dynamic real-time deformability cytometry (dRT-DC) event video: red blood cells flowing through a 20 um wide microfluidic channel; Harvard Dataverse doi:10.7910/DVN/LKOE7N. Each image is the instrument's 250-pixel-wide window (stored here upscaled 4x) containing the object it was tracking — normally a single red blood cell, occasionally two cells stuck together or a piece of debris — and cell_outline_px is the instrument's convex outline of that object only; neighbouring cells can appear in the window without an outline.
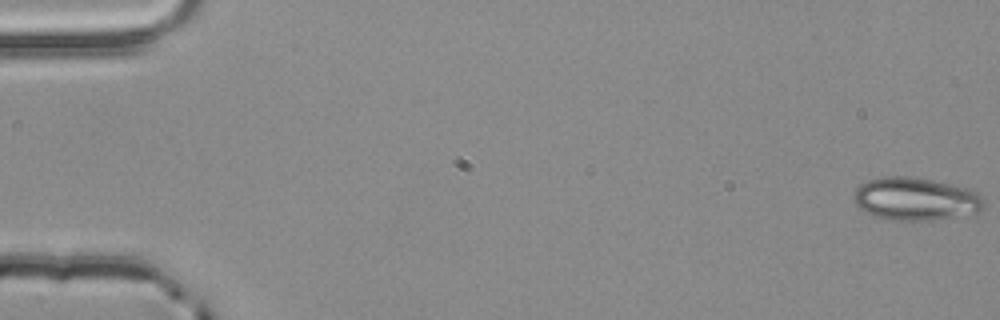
{"species": "common noctule bat (a hibernating species)", "species_latin": "Nyctalus noctula", "temperature_condition": "room temperature", "stored_images_in_passage": 15, "camera_frame_rate_fps": 3000, "um_per_image_px": 0.085, "animal": {"sex": "male", "body_mass_g": 20.4}, "frame": {"image": 1, "passage_image": 1, "time_ms": 0.0, "image_size_px": [1000, 320], "cell_outline_px": [[984, 208], [980, 212], [928, 220], [892, 220], [876, 216], [860, 208], [856, 204], [852, 196], [856, 188], [860, 184], [868, 180], [884, 176], [908, 176], [932, 180], [972, 188], [984, 196]], "centroid_in_image_um": [77.86, 16.89], "position_along_channel_um": 7.1, "area_um2": 32.66}}